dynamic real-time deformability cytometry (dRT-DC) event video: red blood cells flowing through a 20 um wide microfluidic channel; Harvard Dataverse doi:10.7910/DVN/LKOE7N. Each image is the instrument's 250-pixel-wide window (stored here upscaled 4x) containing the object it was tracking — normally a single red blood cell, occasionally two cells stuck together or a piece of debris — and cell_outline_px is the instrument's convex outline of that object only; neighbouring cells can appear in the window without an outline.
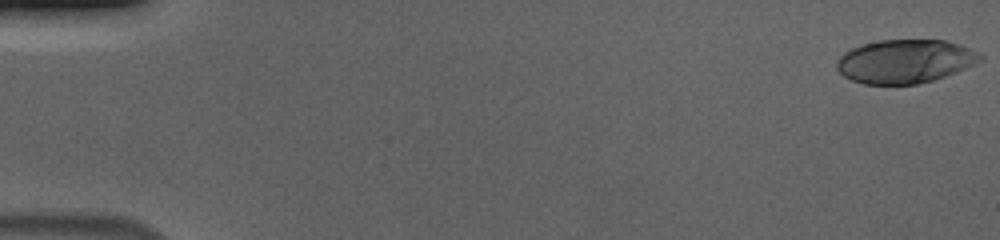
{"species": "human", "species_latin": "Homo sapiens", "temperature_condition": "cold", "stored_images_in_passage": 56, "camera_frame_rate_fps": 3000, "um_per_image_px": 0.085, "donor": {"sex": "male"}, "frame": {"image": 1, "passage_image": 1, "time_ms": 0.0, "image_size_px": [1000, 240], "cell_outline_px": [[984, 56], [980, 60], [956, 72], [932, 80], [916, 84], [864, 84], [852, 80], [844, 76], [836, 68], [836, 60], [844, 52], [852, 48], [864, 44], [880, 40], [944, 40], [968, 48]], "centroid_in_image_um": [76.87, 5.21], "position_along_channel_um": 8.1, "area_um2": 36.01}}
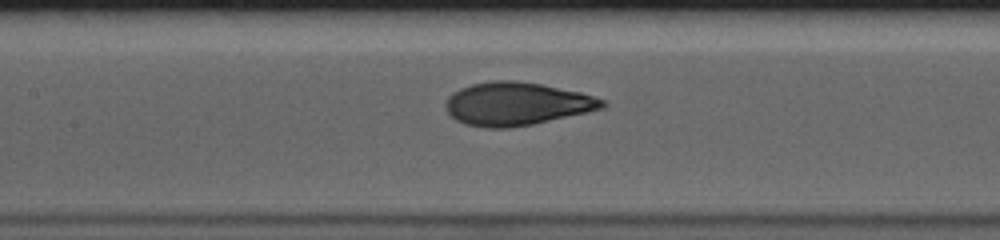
{"frame": {"image": 2, "passage_image": 27, "time_ms": 8.667, "image_size_px": [1000, 240], "cell_outline_px": [[608, 104], [604, 108], [532, 124], [508, 128], [488, 128], [464, 124], [456, 120], [448, 112], [444, 104], [448, 96], [452, 92], [460, 88], [472, 84], [492, 80], [516, 80], [540, 84], [580, 92], [604, 100]], "centroid_in_image_um": [43.88, 8.82], "position_along_channel_um": 163.5, "area_um2": 39.25}}
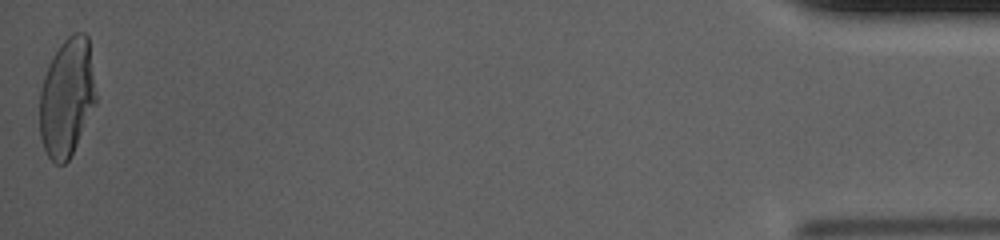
{"frame": {"image": 3, "passage_image": 56, "time_ms": 18.333, "image_size_px": [1000, 240], "cell_outline_px": [[96, 104], [68, 160], [64, 164], [56, 164], [48, 156], [44, 148], [40, 136], [40, 92], [44, 76], [48, 64], [52, 56], [60, 44], [68, 36], [76, 32], [84, 32], [88, 36], [96, 96]], "centroid_in_image_um": [5.68, 8.26], "position_along_channel_um": 429.5, "area_um2": 38.61}, "authors_computed_cell_mechanics": {"area_um2": 38.3792, "velocity_mm_per_s": 3.6948, "shape_relaxation_time_tau1_ms": 4.5622, "shape_relaxation_time_tau2_ms": null, "deformation_change_tau1": 0.2256, "deformation_change_tau2": null}}